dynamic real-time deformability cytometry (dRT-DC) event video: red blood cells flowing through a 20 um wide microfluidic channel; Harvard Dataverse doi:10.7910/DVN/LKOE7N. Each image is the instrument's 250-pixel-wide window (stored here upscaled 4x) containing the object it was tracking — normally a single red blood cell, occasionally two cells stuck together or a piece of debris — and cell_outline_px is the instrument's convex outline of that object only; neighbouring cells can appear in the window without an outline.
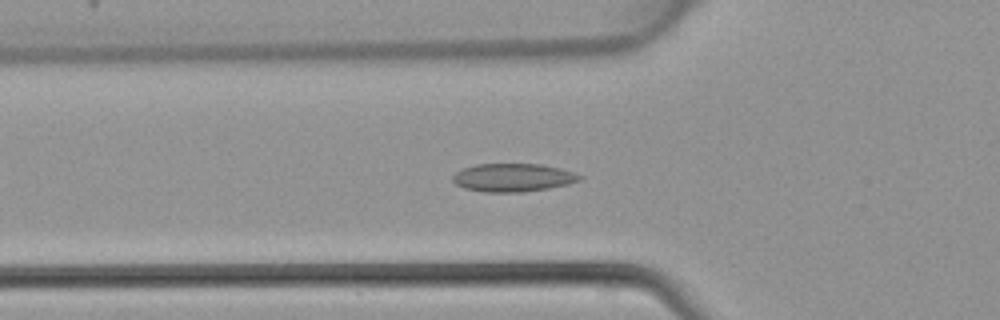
{"species": "common noctule bat (a hibernating species)", "species_latin": "Nyctalus noctula", "temperature_condition": "warm", "stored_images_in_passage": 45, "camera_frame_rate_fps": 3000, "um_per_image_px": 0.085, "animal": {"sex": "female", "body_mass_g": 22.7, "forearm_length_mm": 54.2}, "frame": {"image": 1, "passage_image": 15, "time_ms": 4.667, "image_size_px": [1000, 320], "cell_outline_px": [[584, 176], [580, 180], [568, 184], [548, 188], [520, 192], [484, 192], [464, 188], [456, 184], [452, 180], [452, 176], [456, 172], [464, 168], [476, 164], [540, 164], [560, 168]], "centroid_in_image_um": [43.59, 15.09], "position_along_channel_um": 82.2, "area_um2": 20.75}}
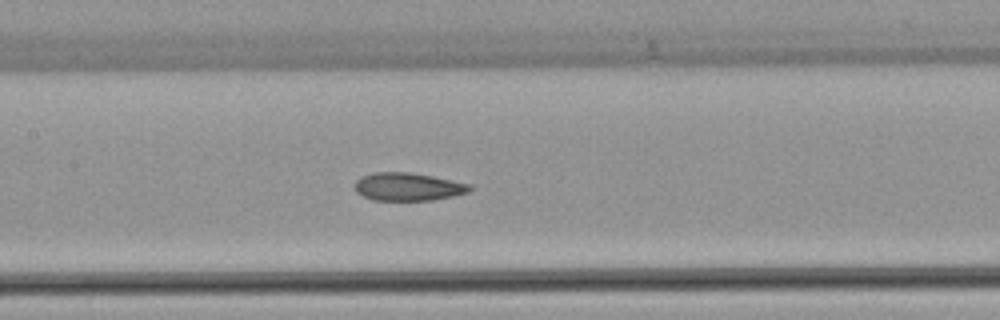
{"frame": {"image": 2, "passage_image": 21, "time_ms": 6.667, "image_size_px": [1000, 320], "cell_outline_px": [[472, 188], [468, 192], [452, 196], [432, 200], [372, 200], [356, 192], [352, 184], [360, 176], [372, 172], [408, 172], [432, 176], [472, 184]], "centroid_in_image_um": [34.63, 15.86], "position_along_channel_um": 172.8, "area_um2": 18.9}}
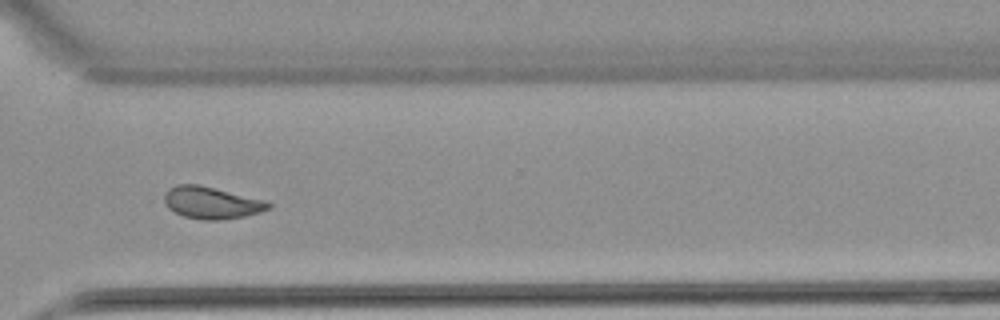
{"frame": {"image": 3, "passage_image": 33, "time_ms": 10.667, "image_size_px": [1000, 320], "cell_outline_px": [[272, 208], [260, 212], [244, 216], [220, 220], [204, 220], [184, 216], [168, 208], [164, 200], [164, 192], [168, 188], [176, 184], [200, 184], [268, 200], [272, 204]], "centroid_in_image_um": [18.01, 17.21], "position_along_channel_um": 352.6, "area_um2": 19.77}}